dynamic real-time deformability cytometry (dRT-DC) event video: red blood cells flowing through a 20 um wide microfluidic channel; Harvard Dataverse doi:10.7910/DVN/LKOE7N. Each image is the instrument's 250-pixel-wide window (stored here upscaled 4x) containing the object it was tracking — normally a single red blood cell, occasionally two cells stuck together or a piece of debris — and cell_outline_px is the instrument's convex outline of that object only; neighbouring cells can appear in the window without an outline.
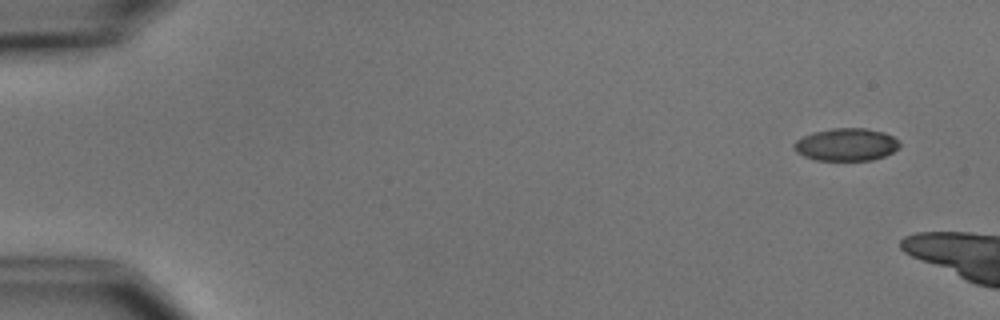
{"species": "common noctule bat (a hibernating species)", "species_latin": "Nyctalus noctula", "temperature_condition": "cold", "stored_images_in_passage": 2, "camera_frame_rate_fps": 3000, "um_per_image_px": 0.085, "animal": {"sex": "male", "body_mass_g": 15.6}, "frame": {"image": 1, "passage_image": 1, "time_ms": 0.0, "image_size_px": [1000, 320], "cell_outline_px": [[900, 148], [884, 156], [872, 160], [816, 160], [804, 156], [796, 152], [792, 148], [792, 144], [796, 140], [812, 132], [832, 128], [864, 128], [884, 132], [892, 136], [900, 144]], "centroid_in_image_um": [71.9, 12.28], "position_along_channel_um": 13.1, "area_um2": 20.11}}